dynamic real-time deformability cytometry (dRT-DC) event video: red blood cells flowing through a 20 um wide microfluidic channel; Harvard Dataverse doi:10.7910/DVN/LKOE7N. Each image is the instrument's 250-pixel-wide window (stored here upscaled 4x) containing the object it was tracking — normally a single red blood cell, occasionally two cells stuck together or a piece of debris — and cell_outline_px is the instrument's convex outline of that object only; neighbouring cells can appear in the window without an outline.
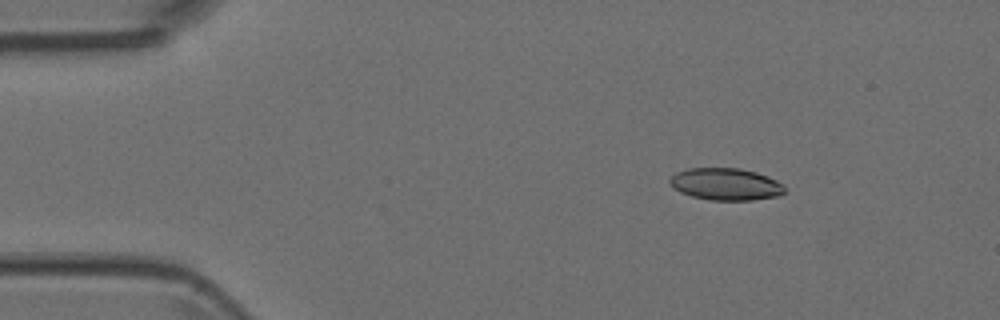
{"species": "Egyptian fruit bat (a non-hibernating species)", "species_latin": "Rousettus aegyptiacus", "temperature_condition": "room temperature", "stored_images_in_passage": 3, "camera_frame_rate_fps": 3000, "um_per_image_px": 0.085, "animal": {"sex": "female"}, "frame": {"image": 1, "passage_image": 1, "time_ms": 0.0, "image_size_px": [1000, 320], "cell_outline_px": [[784, 192], [780, 196], [752, 200], [712, 200], [692, 196], [680, 192], [672, 188], [668, 184], [668, 180], [676, 172], [688, 168], [740, 168], [756, 172], [768, 176], [784, 184]], "centroid_in_image_um": [61.67, 15.65], "position_along_channel_um": 23.3, "area_um2": 21.68}}